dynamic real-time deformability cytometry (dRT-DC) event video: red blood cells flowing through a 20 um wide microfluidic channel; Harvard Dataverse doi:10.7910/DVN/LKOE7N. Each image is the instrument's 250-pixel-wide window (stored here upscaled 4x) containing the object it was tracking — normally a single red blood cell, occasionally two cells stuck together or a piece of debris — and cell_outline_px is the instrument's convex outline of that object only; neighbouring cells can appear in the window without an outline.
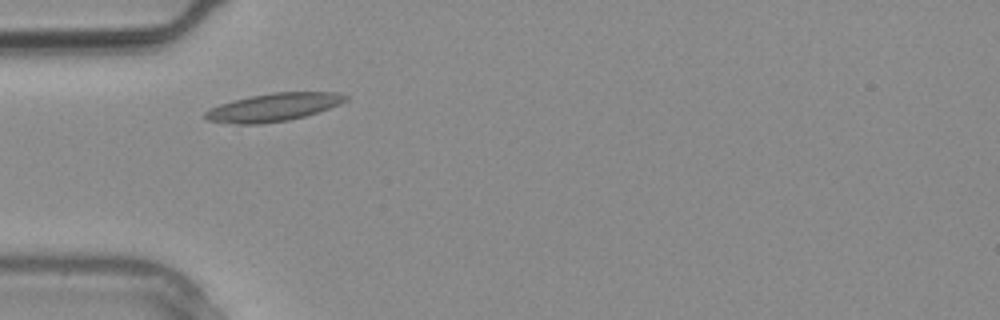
{"species": "common noctule bat (a hibernating species)", "species_latin": "Nyctalus noctula", "temperature_condition": "warm", "stored_images_in_passage": 1, "camera_frame_rate_fps": 3000, "um_per_image_px": 0.085, "animal": {"sex": "male", "body_mass_g": 20.4}, "frame": {"image": 1, "passage_image": 1, "time_ms": 0.0, "image_size_px": [1000, 320], "cell_outline_px": [[348, 100], [340, 104], [304, 116], [288, 120], [260, 124], [236, 124], [208, 120], [204, 116], [204, 112], [220, 104], [232, 100], [272, 92], [336, 92], [348, 96]], "centroid_in_image_um": [23.25, 9.11], "position_along_channel_um": 61.8, "area_um2": 22.66}}